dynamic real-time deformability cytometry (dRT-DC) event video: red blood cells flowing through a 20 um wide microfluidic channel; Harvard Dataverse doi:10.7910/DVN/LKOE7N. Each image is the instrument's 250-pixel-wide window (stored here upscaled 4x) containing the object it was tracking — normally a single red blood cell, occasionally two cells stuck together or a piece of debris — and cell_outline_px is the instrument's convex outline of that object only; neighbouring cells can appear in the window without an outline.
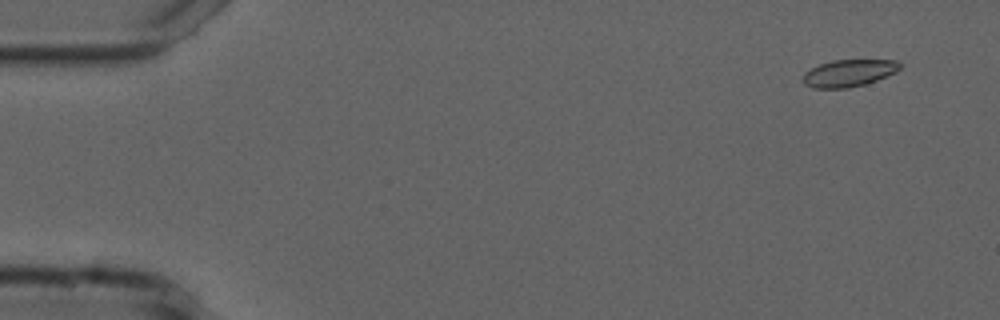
{"species": "common noctule bat (a hibernating species)", "species_latin": "Nyctalus noctula", "temperature_condition": "cold", "stored_images_in_passage": 55, "camera_frame_rate_fps": 3000, "um_per_image_px": 0.085, "animal": {"sex": "male", "forearm_length_mm": 52.5}, "frame": {"image": 1, "passage_image": 4, "time_ms": 1.0, "image_size_px": [1000, 320], "cell_outline_px": [[904, 64], [896, 72], [876, 80], [864, 84], [848, 88], [812, 88], [804, 84], [804, 72], [820, 64], [832, 60], [896, 60]], "centroid_in_image_um": [72.17, 6.2], "position_along_channel_um": 12.8, "area_um2": 15.26}}
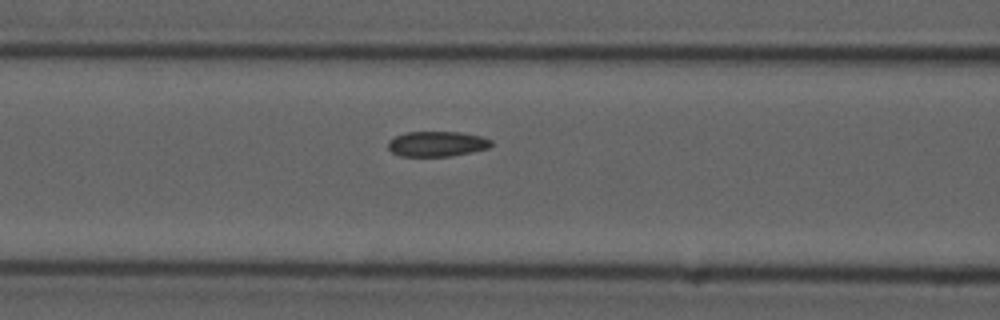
{"frame": {"image": 2, "passage_image": 23, "time_ms": 7.333, "image_size_px": [1000, 320], "cell_outline_px": [[492, 144], [488, 148], [472, 152], [452, 156], [400, 156], [392, 152], [388, 148], [388, 140], [404, 132], [460, 132], [480, 136], [492, 140]], "centroid_in_image_um": [37.13, 12.23], "position_along_channel_um": 129.5, "area_um2": 15.2}}
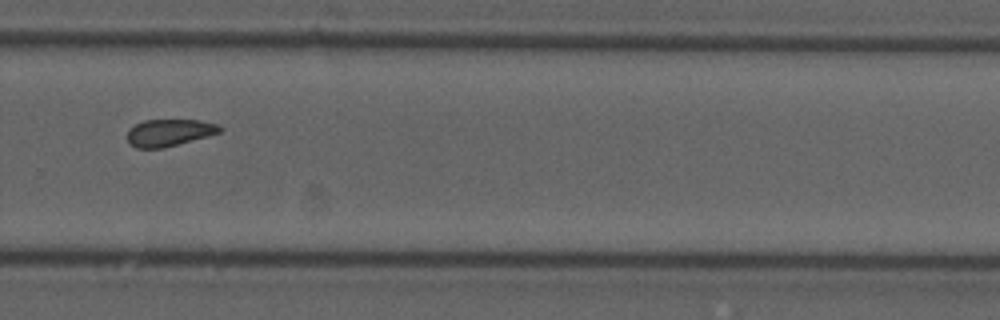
{"frame": {"image": 3, "passage_image": 38, "time_ms": 12.333, "image_size_px": [1000, 320], "cell_outline_px": [[224, 128], [220, 132], [208, 136], [164, 148], [136, 148], [128, 144], [128, 128], [144, 120], [200, 120], [220, 124]], "centroid_in_image_um": [14.4, 11.27], "position_along_channel_um": 315.4, "area_um2": 14.74}, "authors_computed_cell_mechanics": {"area_um2": 15.6638, "velocity_mm_per_s": 3.7318, "shape_relaxation_time_tau1_ms": null, "shape_relaxation_time_tau2_ms": 2.6136, "deformation_change_tau1": null, "deformation_change_tau2": 0.0594}}